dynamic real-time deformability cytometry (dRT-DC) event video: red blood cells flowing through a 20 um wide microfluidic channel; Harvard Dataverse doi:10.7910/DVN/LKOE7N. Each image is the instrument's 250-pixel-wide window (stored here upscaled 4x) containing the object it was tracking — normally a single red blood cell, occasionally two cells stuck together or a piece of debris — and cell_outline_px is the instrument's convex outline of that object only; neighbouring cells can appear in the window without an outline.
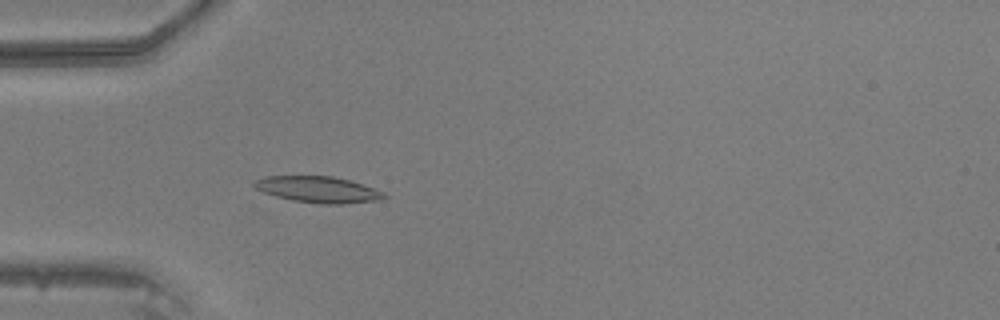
{"species": "common noctule bat (a hibernating species)", "species_latin": "Nyctalus noctula", "temperature_condition": "warm", "stored_images_in_passage": 36, "camera_frame_rate_fps": 3000, "um_per_image_px": 0.085, "animal": {"sex": "male", "body_mass_g": 20.5, "forearm_length_mm": 52.5}, "frame": {"image": 1, "passage_image": 3, "time_ms": 0.667, "image_size_px": [1000, 320], "cell_outline_px": [[388, 196], [380, 200], [344, 204], [320, 204], [292, 200], [276, 196], [264, 192], [256, 188], [252, 184], [256, 180], [268, 176], [332, 176], [348, 180], [384, 192]], "centroid_in_image_um": [27.05, 16.12], "position_along_channel_um": 57.9, "area_um2": 19.65}}
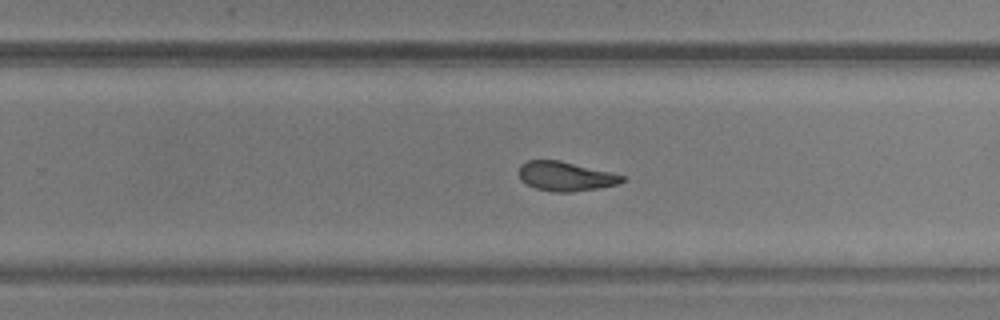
{"frame": {"image": 2, "passage_image": 19, "time_ms": 6.0, "image_size_px": [1000, 320], "cell_outline_px": [[624, 180], [616, 184], [596, 188], [572, 192], [552, 192], [536, 188], [520, 180], [520, 164], [528, 160], [560, 160], [612, 172], [624, 176]], "centroid_in_image_um": [48.05, 14.97], "position_along_channel_um": 281.7, "area_um2": 17.51}}
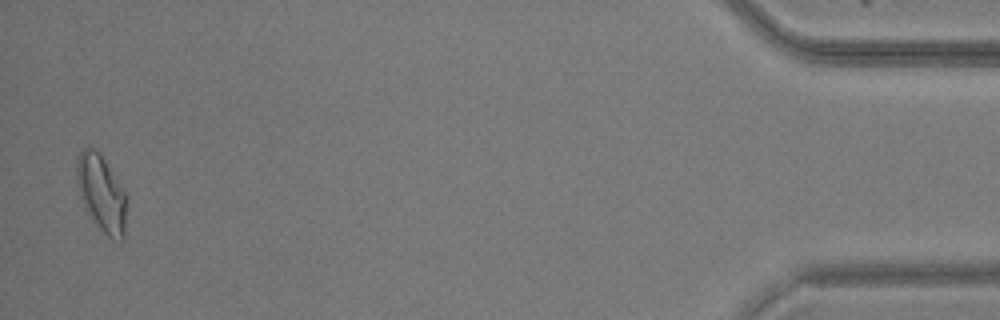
{"frame": {"image": 3, "passage_image": 35, "time_ms": 11.333, "image_size_px": [1000, 320], "cell_outline_px": [[124, 240], [120, 244], [112, 240], [100, 228], [84, 208], [80, 196], [76, 180], [76, 156], [84, 148], [96, 148], [100, 152], [124, 192]], "centroid_in_image_um": [8.57, 16.42], "position_along_channel_um": 426.6, "area_um2": 21.96}}